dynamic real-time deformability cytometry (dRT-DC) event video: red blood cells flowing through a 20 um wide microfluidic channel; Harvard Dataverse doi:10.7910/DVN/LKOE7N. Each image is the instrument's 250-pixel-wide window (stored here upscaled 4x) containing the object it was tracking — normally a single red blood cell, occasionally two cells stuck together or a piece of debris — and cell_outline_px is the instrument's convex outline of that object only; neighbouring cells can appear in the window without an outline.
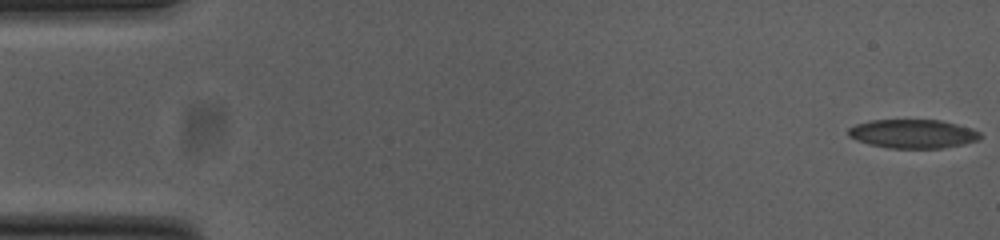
{"species": "common noctule bat (a hibernating species)", "species_latin": "Nyctalus noctula", "temperature_condition": "cold", "stored_images_in_passage": 50, "camera_frame_rate_fps": 3000, "um_per_image_px": 0.085, "animal": {"sex": "female", "body_mass_g": 23.0, "forearm_length_mm": 53.4}, "frame": {"image": 1, "passage_image": 1, "time_ms": 0.0, "image_size_px": [1000, 240], "cell_outline_px": [[980, 140], [964, 144], [940, 148], [888, 148], [872, 144], [848, 136], [848, 128], [856, 124], [872, 120], [940, 120], [972, 128], [980, 132]], "centroid_in_image_um": [77.63, 11.37], "position_along_channel_um": 7.4, "area_um2": 21.96}}
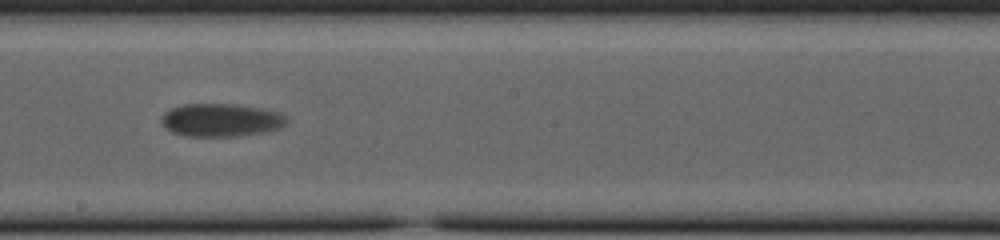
{"frame": {"image": 2, "passage_image": 32, "time_ms": 10.333, "image_size_px": [1000, 240], "cell_outline_px": [[288, 120], [280, 128], [240, 136], [188, 136], [172, 132], [160, 120], [160, 116], [164, 112], [172, 108], [184, 104], [236, 104], [260, 108], [280, 112], [288, 116]], "centroid_in_image_um": [18.8, 10.19], "position_along_channel_um": 229.4, "area_um2": 24.04}}
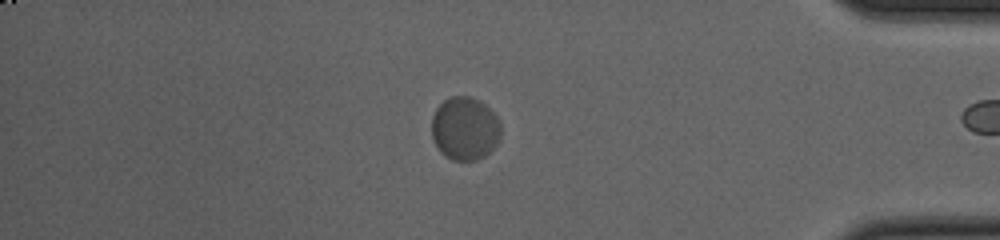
{"frame": {"image": 3, "passage_image": 49, "time_ms": 16.0, "image_size_px": [1000, 240], "cell_outline_px": [[500, 136], [496, 144], [484, 156], [476, 160], [452, 160], [440, 152], [432, 136], [432, 116], [436, 108], [444, 100], [452, 96], [472, 96], [480, 100], [496, 116], [500, 124]], "centroid_in_image_um": [39.5, 10.91], "position_along_channel_um": 395.7, "area_um2": 25.37}, "authors_computed_cell_mechanics": {"area_um2": 23.6402, "velocity_mm_per_s": 3.5509, "shape_relaxation_time_tau1_ms": 2.2272, "shape_relaxation_time_tau2_ms": null, "deformation_change_tau1": 0.0581, "deformation_change_tau2": null}}